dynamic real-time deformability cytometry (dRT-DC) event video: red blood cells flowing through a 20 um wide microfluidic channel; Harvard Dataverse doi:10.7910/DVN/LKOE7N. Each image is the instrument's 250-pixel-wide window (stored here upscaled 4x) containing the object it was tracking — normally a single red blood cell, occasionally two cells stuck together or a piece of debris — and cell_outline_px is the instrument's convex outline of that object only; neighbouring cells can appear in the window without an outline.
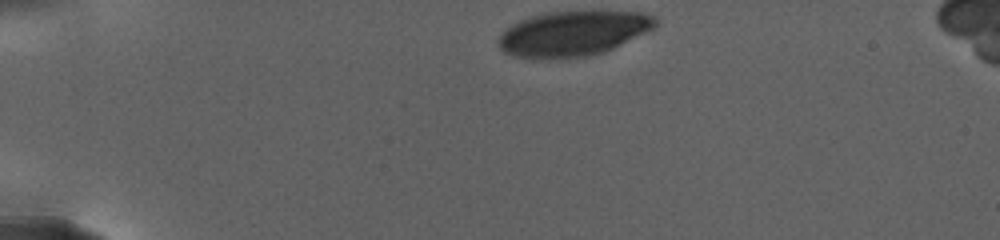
{"species": "human", "species_latin": "Homo sapiens", "temperature_condition": "warm", "stored_images_in_passage": 16, "camera_frame_rate_fps": 3000, "um_per_image_px": 0.085, "donor": {"sex": "female"}, "frame": {"image": 1, "passage_image": 1, "time_ms": 0.0, "image_size_px": [1000, 240], "cell_outline_px": [[656, 24], [652, 28], [604, 52], [588, 56], [516, 56], [504, 52], [500, 48], [500, 36], [512, 24], [520, 20], [544, 12], [640, 12], [652, 16], [656, 20]], "centroid_in_image_um": [48.7, 2.81], "position_along_channel_um": 36.3, "area_um2": 39.42}}